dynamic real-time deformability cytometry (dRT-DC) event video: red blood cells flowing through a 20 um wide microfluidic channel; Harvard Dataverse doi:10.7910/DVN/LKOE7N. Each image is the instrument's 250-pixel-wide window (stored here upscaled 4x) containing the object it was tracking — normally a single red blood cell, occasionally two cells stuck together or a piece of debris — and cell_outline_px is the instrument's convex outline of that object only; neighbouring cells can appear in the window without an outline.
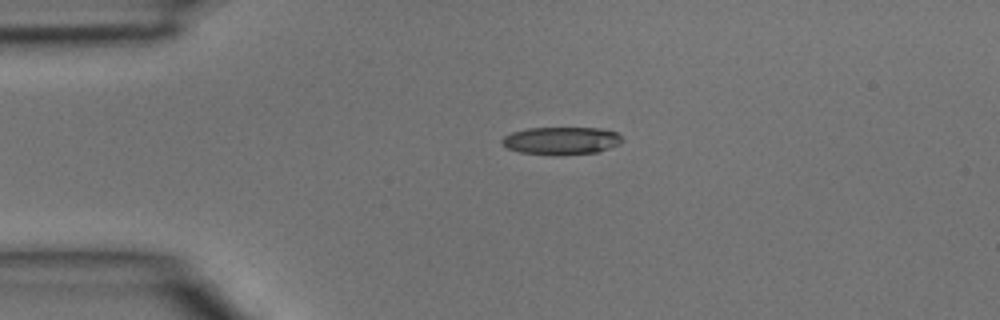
{"species": "common noctule bat (a hibernating species)", "species_latin": "Nyctalus noctula", "temperature_condition": "room temperature", "stored_images_in_passage": 3, "camera_frame_rate_fps": 3000, "um_per_image_px": 0.085, "animal": {"sex": "male", "body_mass_g": 15.6}, "frame": {"image": 1, "passage_image": 1, "time_ms": 0.0, "image_size_px": [1000, 320], "cell_outline_px": [[624, 140], [620, 144], [596, 152], [560, 156], [556, 156], [520, 152], [508, 148], [500, 140], [504, 136], [512, 132], [528, 128], [600, 128], [616, 132]], "centroid_in_image_um": [47.71, 11.97], "position_along_channel_um": 37.3, "area_um2": 19.48}}
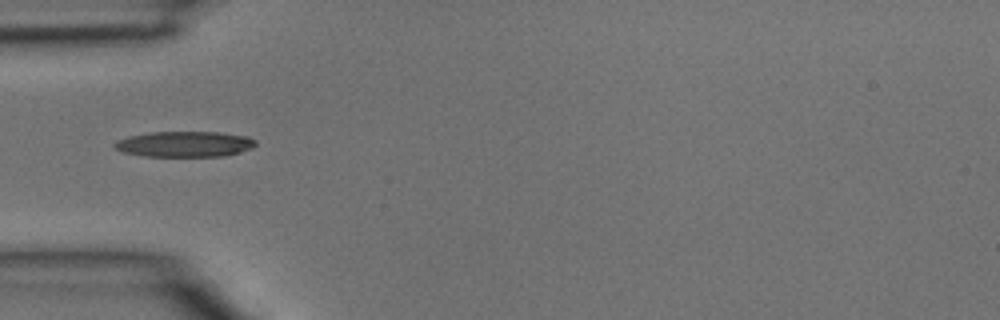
{"frame": {"image": 2, "passage_image": 2, "time_ms": 0.333, "image_size_px": [1000, 320], "cell_outline_px": [[256, 144], [252, 148], [240, 152], [224, 156], [144, 156], [124, 152], [116, 148], [112, 144], [116, 140], [128, 136], [148, 132], [220, 132], [248, 136], [256, 140]], "centroid_in_image_um": [15.7, 12.24], "position_along_channel_um": 69.3, "area_um2": 21.15}}